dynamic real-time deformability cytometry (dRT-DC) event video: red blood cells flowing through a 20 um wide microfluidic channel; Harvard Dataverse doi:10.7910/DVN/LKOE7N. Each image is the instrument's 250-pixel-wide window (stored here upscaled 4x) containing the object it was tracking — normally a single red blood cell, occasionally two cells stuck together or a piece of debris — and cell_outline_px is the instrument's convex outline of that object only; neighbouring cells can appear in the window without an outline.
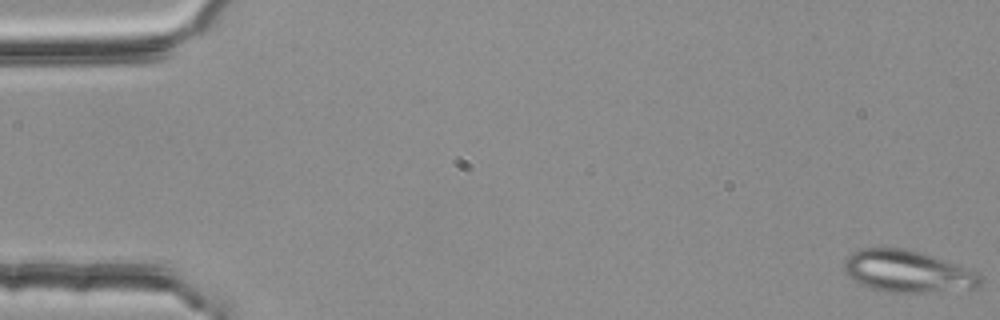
{"species": "common noctule bat (a hibernating species)", "species_latin": "Nyctalus noctula", "temperature_condition": "room temperature", "stored_images_in_passage": 4, "camera_frame_rate_fps": 3000, "um_per_image_px": 0.085, "animal": {"sex": "female", "body_mass_g": 25.1}, "frame": {"image": 1, "passage_image": 1, "time_ms": 0.0, "image_size_px": [1000, 320], "cell_outline_px": [[980, 288], [924, 292], [888, 292], [872, 288], [860, 284], [852, 280], [844, 272], [844, 260], [852, 252], [864, 248], [904, 248], [920, 252], [980, 272]], "centroid_in_image_um": [77.13, 23.07], "position_along_channel_um": 7.9, "area_um2": 33.23}}